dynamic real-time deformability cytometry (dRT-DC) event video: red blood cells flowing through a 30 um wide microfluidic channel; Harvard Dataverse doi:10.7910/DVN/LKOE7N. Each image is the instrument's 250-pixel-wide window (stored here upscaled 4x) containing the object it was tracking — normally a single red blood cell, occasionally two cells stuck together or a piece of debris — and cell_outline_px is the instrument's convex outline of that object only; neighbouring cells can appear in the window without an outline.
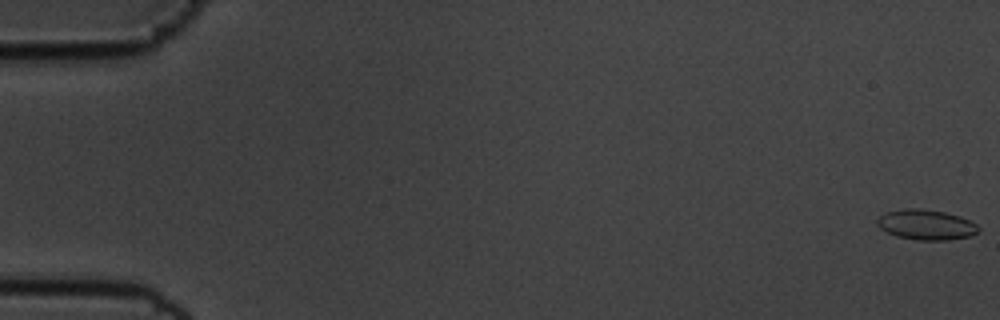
{"species": "common noctule bat (a hibernating species)", "species_latin": "Nyctalus noctula", "temperature_condition": "cold", "stored_images_in_passage": 57, "camera_frame_rate_fps": 3000, "um_per_image_px": 0.085, "animal": {"sex": "male", "body_mass_g": 19.5, "forearm_length_mm": 54.6}, "frame": {"image": 1, "passage_image": 1, "time_ms": 0.0, "image_size_px": [1000, 320], "cell_outline_px": [[980, 228], [976, 232], [968, 236], [948, 240], [916, 240], [896, 236], [880, 228], [876, 224], [876, 220], [880, 216], [888, 212], [904, 208], [920, 208], [944, 212], [960, 216], [976, 224]], "centroid_in_image_um": [78.69, 19.1], "position_along_channel_um": 6.3, "area_um2": 17.69}}
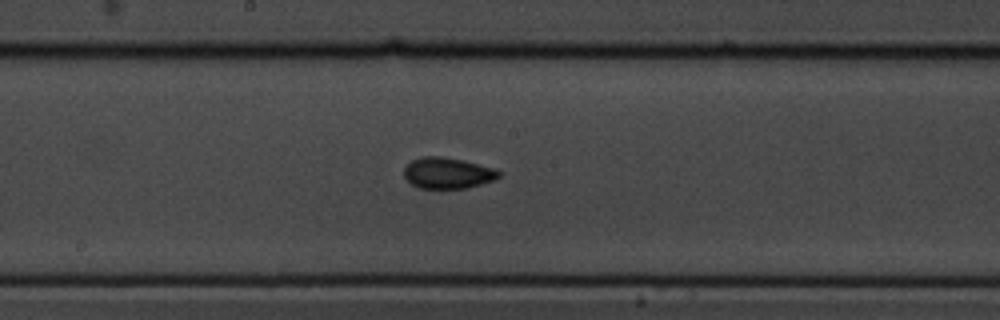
{"frame": {"image": 2, "passage_image": 31, "time_ms": 10.0, "image_size_px": [1000, 320], "cell_outline_px": [[500, 176], [492, 180], [468, 188], [420, 188], [412, 184], [404, 176], [404, 168], [412, 160], [424, 156], [440, 156], [464, 160], [492, 168], [500, 172]], "centroid_in_image_um": [38.02, 14.7], "position_along_channel_um": 210.2, "area_um2": 16.94}}
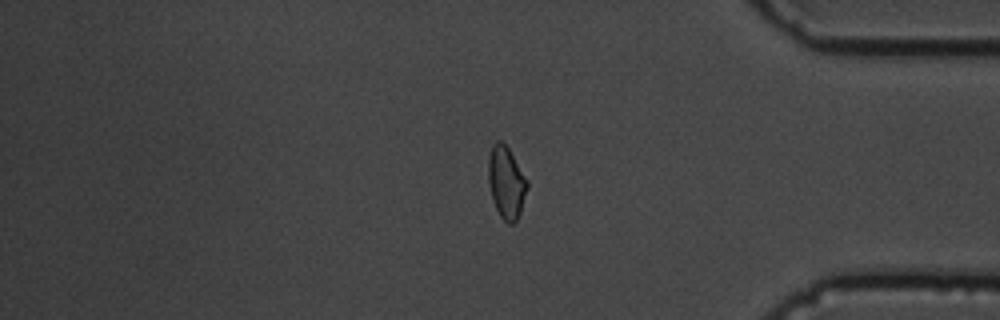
{"frame": {"image": 3, "passage_image": 48, "time_ms": 15.667, "image_size_px": [1000, 320], "cell_outline_px": [[528, 188], [520, 212], [516, 220], [512, 224], [508, 224], [500, 216], [492, 200], [488, 184], [488, 160], [492, 144], [496, 140], [500, 140], [508, 148], [528, 180]], "centroid_in_image_um": [43.02, 15.5], "position_along_channel_um": 392.2, "area_um2": 16.42}, "authors_computed_cell_mechanics": {"area_um2": 16.762, "velocity_mm_per_s": 3.5833, "shape_relaxation_time_tau1_ms": 5.5186, "shape_relaxation_time_tau2_ms": 1.3776, "deformation_change_tau1": 0.0943, "deformation_change_tau2": 0.0556}}